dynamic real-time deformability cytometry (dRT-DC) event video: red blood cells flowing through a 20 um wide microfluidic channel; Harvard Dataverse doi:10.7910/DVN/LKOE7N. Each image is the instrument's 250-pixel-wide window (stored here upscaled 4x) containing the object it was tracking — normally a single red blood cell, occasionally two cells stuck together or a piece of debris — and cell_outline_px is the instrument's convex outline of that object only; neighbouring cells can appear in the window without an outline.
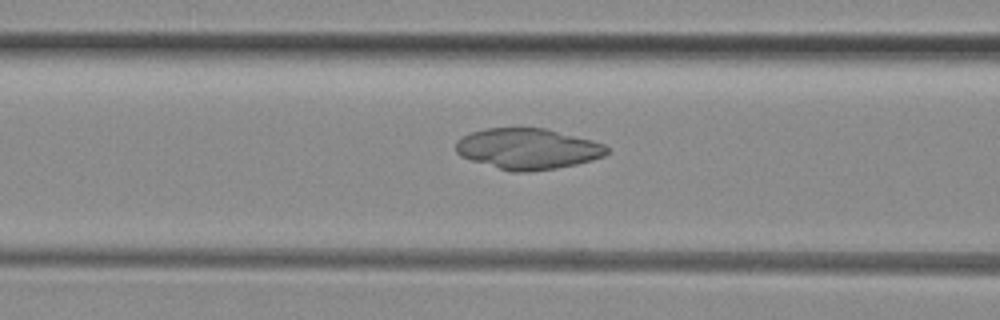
{"species": "common noctule bat (a hibernating species)", "species_latin": "Nyctalus noctula", "temperature_condition": "room temperature", "stored_images_in_passage": 50, "camera_frame_rate_fps": 3000, "um_per_image_px": 0.085, "animal": {"sex": "female", "body_mass_g": 29.2, "forearm_length_mm": 56.3}, "frame": {"image": 1, "passage_image": 20, "time_ms": 6.333, "image_size_px": [1000, 320], "cell_outline_px": [[608, 152], [604, 156], [592, 160], [576, 164], [556, 168], [528, 172], [512, 172], [472, 160], [460, 156], [456, 152], [456, 140], [472, 132], [484, 128], [544, 128], [592, 140], [604, 144], [608, 148]], "centroid_in_image_um": [44.86, 12.65], "position_along_channel_um": 121.7, "area_um2": 35.78}}
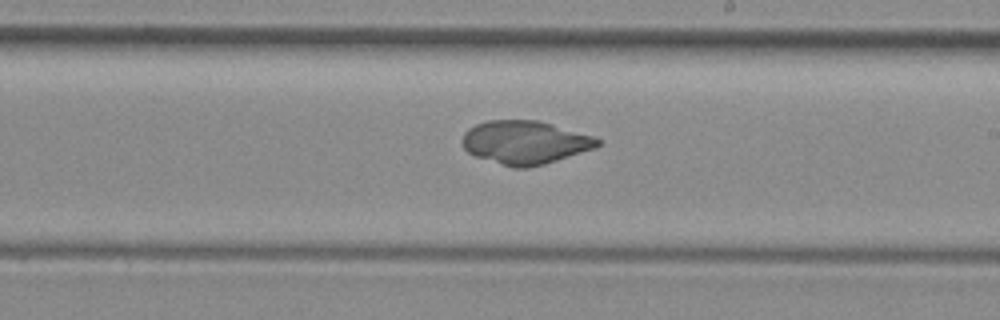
{"frame": {"image": 2, "passage_image": 29, "time_ms": 9.333, "image_size_px": [1000, 320], "cell_outline_px": [[600, 144], [596, 148], [544, 164], [528, 168], [512, 168], [476, 156], [468, 152], [464, 148], [460, 140], [464, 132], [468, 128], [476, 124], [488, 120], [536, 120], [552, 124], [592, 136], [600, 140]], "centroid_in_image_um": [44.59, 12.11], "position_along_channel_um": 244.4, "area_um2": 34.16}}
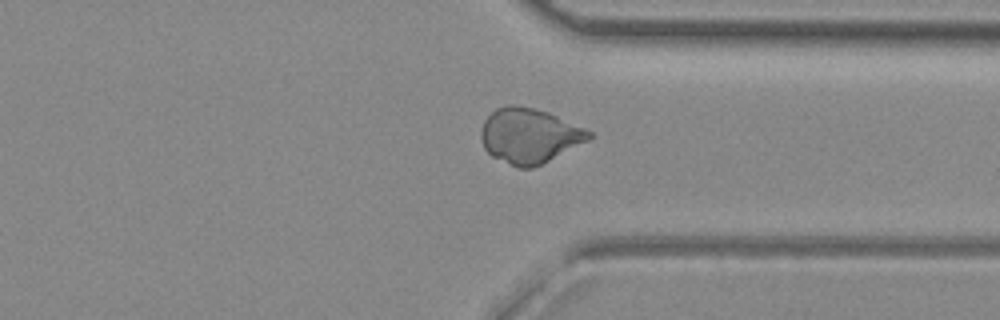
{"frame": {"image": 3, "passage_image": 38, "time_ms": 12.333, "image_size_px": [1000, 320], "cell_outline_px": [[592, 136], [588, 140], [532, 168], [516, 168], [492, 156], [484, 148], [480, 136], [480, 132], [484, 120], [496, 108], [508, 104], [516, 104], [548, 112], [584, 128], [592, 132]], "centroid_in_image_um": [44.94, 11.52], "position_along_channel_um": 366.5, "area_um2": 34.28}}